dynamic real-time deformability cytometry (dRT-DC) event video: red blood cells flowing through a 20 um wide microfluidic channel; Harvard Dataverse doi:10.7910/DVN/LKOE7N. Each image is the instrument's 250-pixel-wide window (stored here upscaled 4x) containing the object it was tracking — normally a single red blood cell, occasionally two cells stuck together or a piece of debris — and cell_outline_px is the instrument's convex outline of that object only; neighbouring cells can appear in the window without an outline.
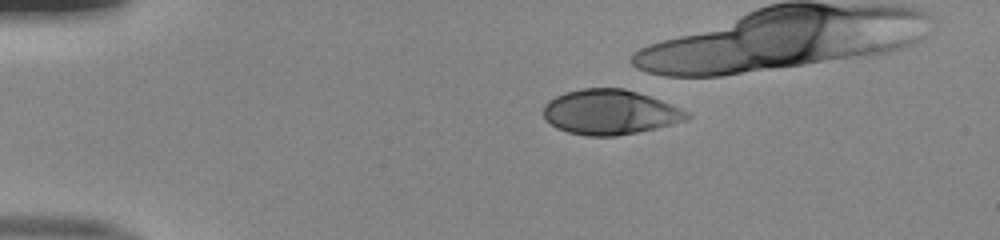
{"species": "human", "species_latin": "Homo sapiens", "temperature_condition": "room temperature", "stored_images_in_passage": 32, "camera_frame_rate_fps": 3000, "um_per_image_px": 0.085, "donor": {"sex": "male"}, "frame": {"image": 1, "passage_image": 1, "time_ms": 0.0, "image_size_px": [1000, 240], "cell_outline_px": [[692, 116], [684, 120], [656, 128], [616, 136], [584, 136], [568, 132], [556, 128], [544, 116], [544, 104], [548, 100], [556, 96], [580, 88], [624, 88], [660, 100], [688, 112]], "centroid_in_image_um": [51.81, 9.53], "position_along_channel_um": 33.2, "area_um2": 37.11}}
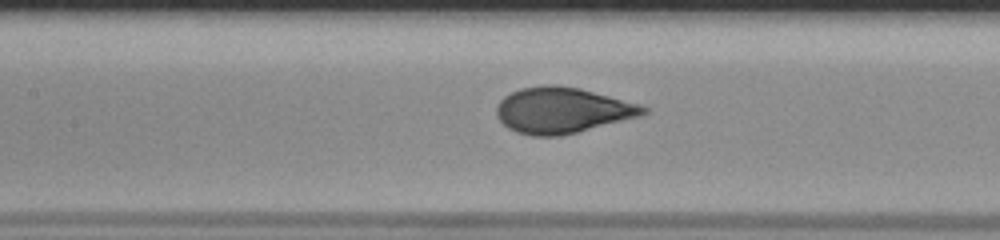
{"frame": {"image": 2, "passage_image": 15, "time_ms": 4.667, "image_size_px": [1000, 240], "cell_outline_px": [[648, 112], [640, 116], [560, 136], [532, 136], [516, 132], [508, 128], [496, 116], [496, 108], [500, 100], [504, 96], [520, 88], [544, 84], [556, 84], [580, 88], [640, 104], [648, 108]], "centroid_in_image_um": [47.77, 9.36], "position_along_channel_um": 159.6, "area_um2": 39.19}}
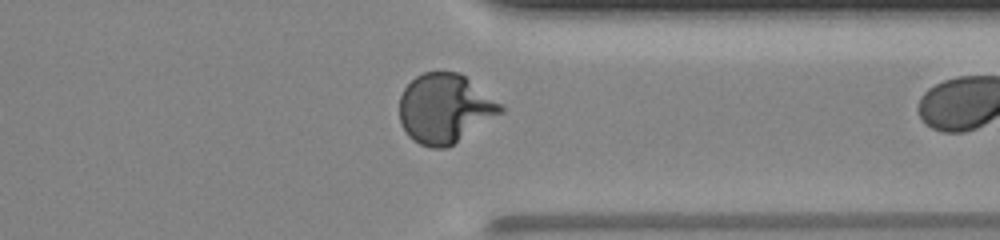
{"frame": {"image": 3, "passage_image": 31, "time_ms": 10.0, "image_size_px": [1000, 240], "cell_outline_px": [[504, 112], [448, 148], [432, 148], [420, 144], [412, 140], [408, 136], [400, 124], [400, 96], [404, 88], [416, 76], [424, 72], [460, 72], [504, 104]], "centroid_in_image_um": [37.84, 9.23], "position_along_channel_um": 373.6, "area_um2": 41.33}}